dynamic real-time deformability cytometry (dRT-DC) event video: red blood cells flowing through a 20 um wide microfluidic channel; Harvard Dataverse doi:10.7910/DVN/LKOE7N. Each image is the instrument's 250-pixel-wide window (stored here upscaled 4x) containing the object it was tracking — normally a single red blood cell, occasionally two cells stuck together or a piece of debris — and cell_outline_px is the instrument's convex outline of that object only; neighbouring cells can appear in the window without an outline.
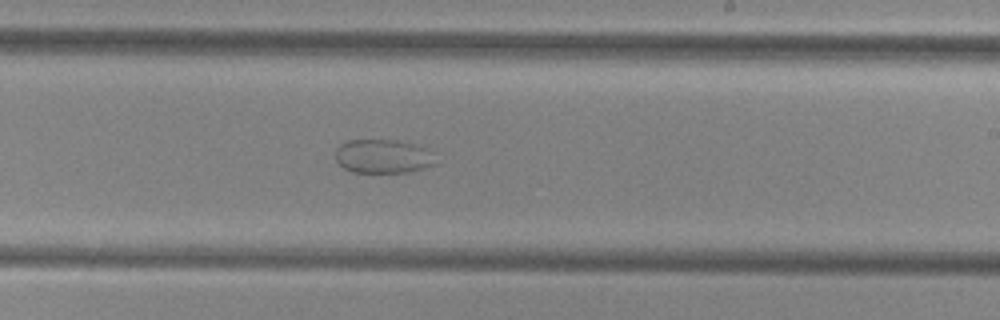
{"species": "common noctule bat (a hibernating species)", "species_latin": "Nyctalus noctula", "temperature_condition": "cold", "stored_images_in_passage": 32, "camera_frame_rate_fps": 3000, "um_per_image_px": 0.085, "animal": {"sex": "female", "body_mass_g": 29.2, "forearm_length_mm": 56.3}, "frame": {"image": 1, "passage_image": 16, "time_ms": 5.0, "image_size_px": [1000, 320], "cell_outline_px": [[436, 164], [424, 168], [408, 172], [352, 172], [344, 168], [336, 160], [336, 148], [340, 144], [348, 140], [396, 140], [412, 144], [424, 148]], "centroid_in_image_um": [32.48, 13.29], "position_along_channel_um": 256.5, "area_um2": 19.36}}
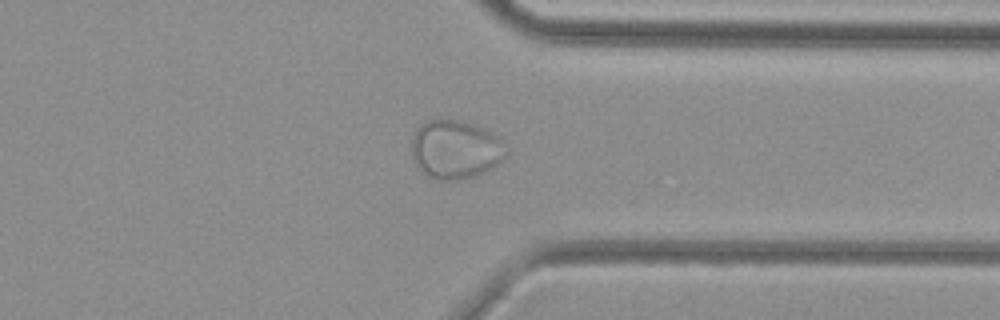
{"frame": {"image": 2, "passage_image": 25, "time_ms": 8.0, "image_size_px": [1000, 320], "cell_outline_px": [[508, 152], [504, 160], [492, 168], [472, 176], [456, 180], [440, 180], [428, 176], [416, 164], [412, 156], [412, 136], [416, 128], [424, 120], [440, 116], [460, 120], [484, 128], [496, 136], [500, 140]], "centroid_in_image_um": [38.68, 12.65], "position_along_channel_um": 372.7, "area_um2": 32.71}}
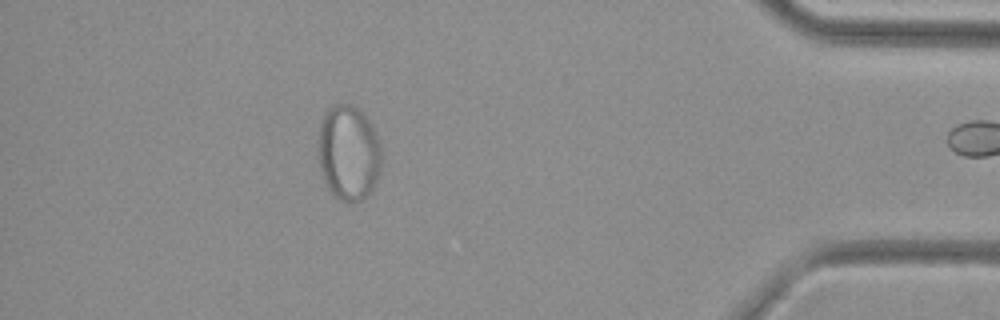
{"frame": {"image": 3, "passage_image": 31, "time_ms": 10.0, "image_size_px": [1000, 320], "cell_outline_px": [[380, 172], [372, 192], [364, 200], [348, 204], [340, 200], [324, 184], [320, 168], [316, 140], [320, 124], [324, 112], [328, 108], [336, 104], [352, 104], [360, 108], [364, 112], [372, 124], [380, 140]], "centroid_in_image_um": [29.62, 12.99], "position_along_channel_um": 405.6, "area_um2": 36.3}}